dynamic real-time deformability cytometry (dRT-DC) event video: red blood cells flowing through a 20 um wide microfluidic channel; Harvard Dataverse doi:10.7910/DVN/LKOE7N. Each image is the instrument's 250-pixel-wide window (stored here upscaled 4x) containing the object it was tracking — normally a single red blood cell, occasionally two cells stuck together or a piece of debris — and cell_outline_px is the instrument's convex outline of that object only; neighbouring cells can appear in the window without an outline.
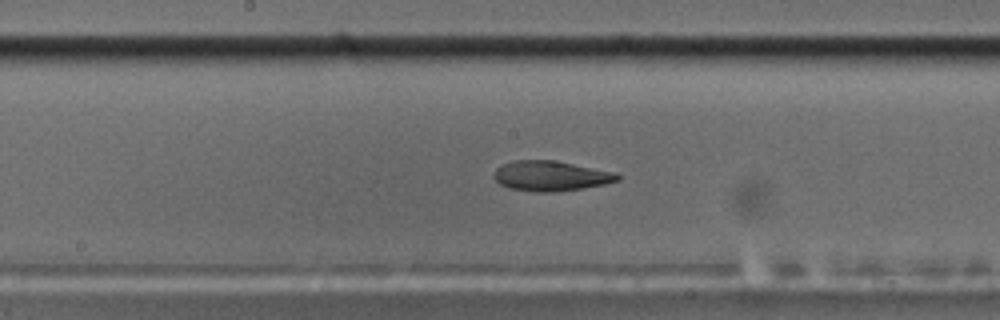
{"species": "common noctule bat (a hibernating species)", "species_latin": "Nyctalus noctula", "temperature_condition": "cold", "stored_images_in_passage": 56, "camera_frame_rate_fps": 3000, "um_per_image_px": 0.085, "animal": {"sex": "male", "body_mass_g": 17.5, "forearm_length_mm": 52.3}, "frame": {"image": 1, "passage_image": 28, "time_ms": 9.0, "image_size_px": [1000, 320], "cell_outline_px": [[620, 180], [604, 184], [584, 188], [556, 192], [536, 192], [508, 188], [500, 184], [492, 176], [492, 172], [496, 168], [504, 164], [516, 160], [552, 160], [616, 172], [620, 176]], "centroid_in_image_um": [46.8, 14.96], "position_along_channel_um": 201.4, "area_um2": 21.73}}
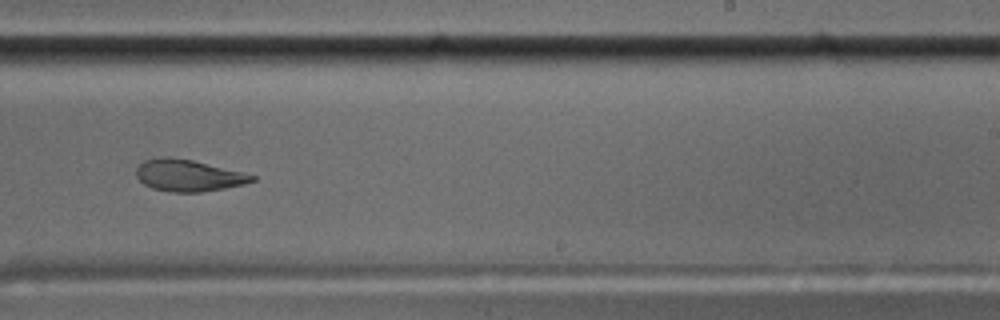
{"frame": {"image": 2, "passage_image": 34, "time_ms": 11.0, "image_size_px": [1000, 320], "cell_outline_px": [[256, 180], [244, 184], [224, 188], [200, 192], [168, 192], [152, 188], [144, 184], [136, 176], [136, 168], [144, 160], [160, 156], [168, 156], [192, 160], [256, 176]], "centroid_in_image_um": [15.95, 14.91], "position_along_channel_um": 273.0, "area_um2": 21.27}}
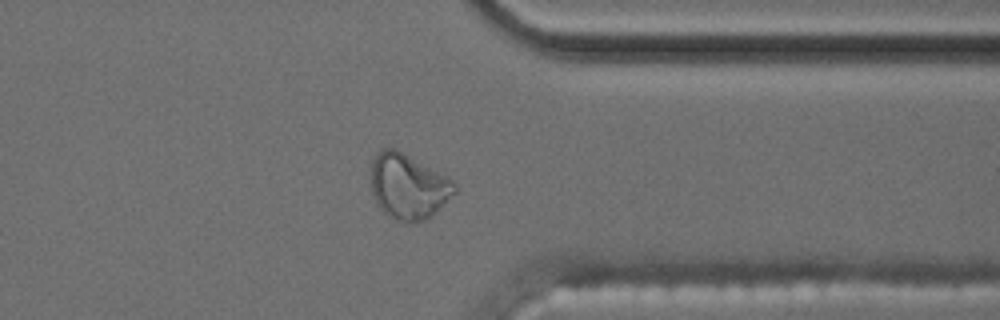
{"frame": {"image": 3, "passage_image": 43, "time_ms": 14.0, "image_size_px": [1000, 320], "cell_outline_px": [[456, 192], [424, 220], [400, 220], [388, 216], [376, 204], [372, 192], [372, 160], [376, 152], [380, 148], [392, 148], [448, 176], [456, 184]], "centroid_in_image_um": [34.67, 15.81], "position_along_channel_um": 376.7, "area_um2": 30.98}, "authors_computed_cell_mechanics": {"area_um2": 22.0507, "velocity_mm_per_s": 3.5891, "shape_relaxation_time_tau1_ms": null, "shape_relaxation_time_tau2_ms": 2.5765, "deformation_change_tau1": null, "deformation_change_tau2": 0.0903}}